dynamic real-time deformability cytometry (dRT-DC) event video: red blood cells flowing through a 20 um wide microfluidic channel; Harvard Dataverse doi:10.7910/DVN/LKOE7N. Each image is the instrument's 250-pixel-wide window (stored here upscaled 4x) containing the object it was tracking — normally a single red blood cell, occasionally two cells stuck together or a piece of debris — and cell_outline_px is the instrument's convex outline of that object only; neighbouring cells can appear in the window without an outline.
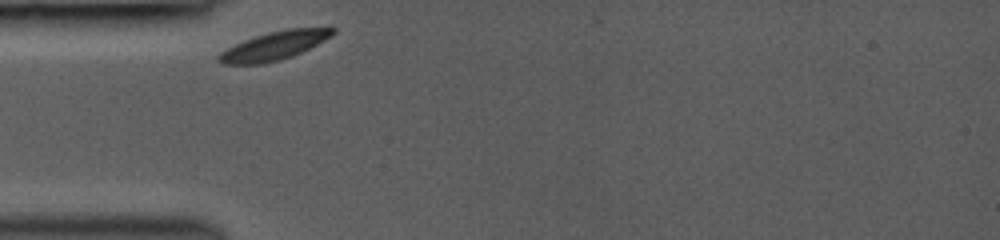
{"species": "common noctule bat (a hibernating species)", "species_latin": "Nyctalus noctula", "temperature_condition": "room temperature", "stored_images_in_passage": 57, "camera_frame_rate_fps": 3000, "um_per_image_px": 0.085, "animal": {"sex": "female", "body_mass_g": 19.0, "forearm_length_mm": 53.3}, "frame": {"image": 1, "passage_image": 1, "time_ms": 0.0, "image_size_px": [1000, 240], "cell_outline_px": [[336, 32], [332, 36], [292, 56], [280, 60], [260, 64], [224, 64], [216, 60], [216, 56], [220, 52], [244, 40], [268, 32], [288, 28], [336, 28]], "centroid_in_image_um": [23.28, 3.89], "position_along_channel_um": 61.7, "area_um2": 18.67}}
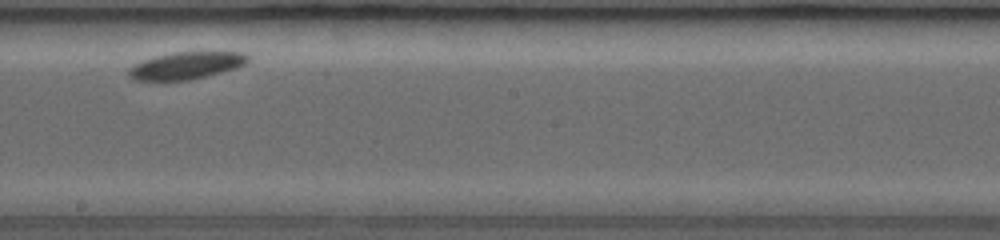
{"frame": {"image": 2, "passage_image": 29, "time_ms": 4.667, "image_size_px": [1000, 240], "cell_outline_px": [[248, 60], [244, 64], [236, 68], [188, 80], [164, 84], [156, 84], [136, 80], [128, 76], [128, 68], [132, 64], [140, 60], [172, 52], [244, 52], [248, 56]], "centroid_in_image_um": [15.67, 5.62], "position_along_channel_um": 232.5, "area_um2": 19.65}}
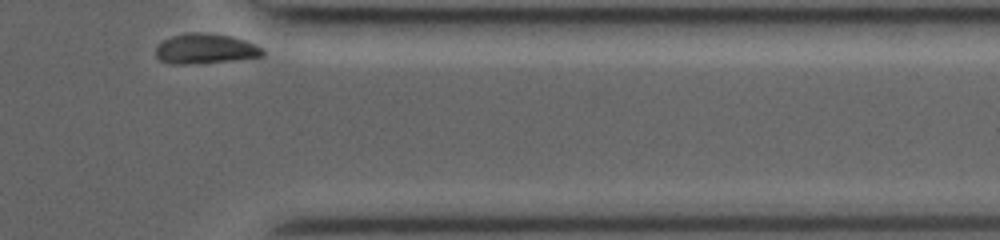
{"frame": {"image": 3, "passage_image": 56, "time_ms": 9.0, "image_size_px": [1000, 240], "cell_outline_px": [[264, 56], [232, 60], [184, 64], [172, 64], [160, 60], [156, 56], [156, 44], [172, 36], [192, 32], [200, 32], [232, 36], [256, 44], [264, 48]], "centroid_in_image_um": [17.46, 4.14], "position_along_channel_um": 393.9, "area_um2": 18.67}, "authors_computed_cell_mechanics": {"area_um2": 19.3052, "velocity_mm_per_s": 3.7088, "shape_relaxation_time_tau1_ms": 0.1971, "shape_relaxation_time_tau2_ms": null, "deformation_change_tau1": 0.0492, "deformation_change_tau2": null}}